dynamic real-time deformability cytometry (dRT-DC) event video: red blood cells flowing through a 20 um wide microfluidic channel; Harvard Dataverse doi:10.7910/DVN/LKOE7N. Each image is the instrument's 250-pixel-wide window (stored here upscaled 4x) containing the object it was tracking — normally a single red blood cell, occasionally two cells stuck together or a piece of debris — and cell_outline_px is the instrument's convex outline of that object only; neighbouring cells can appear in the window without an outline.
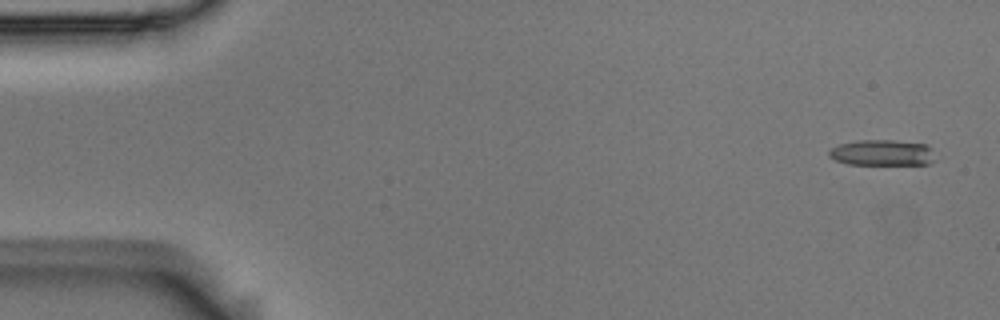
{"species": "Egyptian fruit bat (a non-hibernating species)", "species_latin": "Rousettus aegyptiacus", "temperature_condition": "room temperature", "stored_images_in_passage": 6, "camera_frame_rate_fps": 3000, "um_per_image_px": 0.085, "animal": {"sex": "male"}, "frame": {"image": 1, "passage_image": 1, "time_ms": 0.0, "image_size_px": [1000, 320], "cell_outline_px": [[940, 156], [936, 160], [928, 164], [848, 164], [836, 160], [828, 156], [828, 152], [832, 148], [840, 144], [856, 140], [892, 140], [928, 144]], "centroid_in_image_um": [75.09, 12.98], "position_along_channel_um": 9.9, "area_um2": 16.36}}
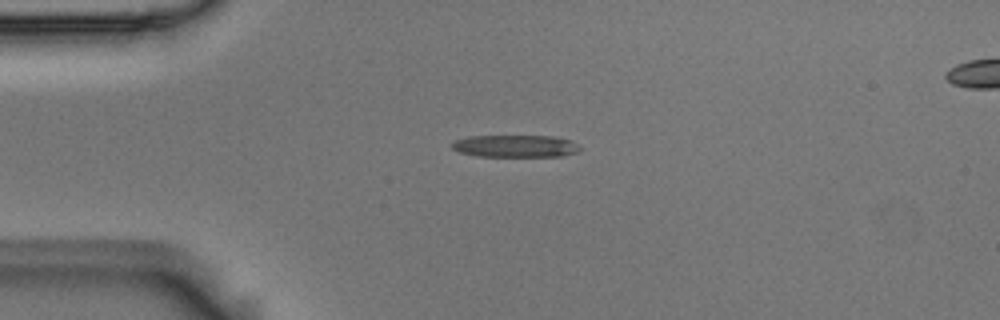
{"frame": {"image": 2, "passage_image": 4, "time_ms": 1.0, "image_size_px": [1000, 320], "cell_outline_px": [[580, 148], [576, 152], [560, 156], [476, 156], [460, 152], [452, 148], [452, 144], [456, 140], [468, 136], [552, 136], [572, 140]], "centroid_in_image_um": [43.79, 12.41], "position_along_channel_um": 41.2, "area_um2": 16.42}}